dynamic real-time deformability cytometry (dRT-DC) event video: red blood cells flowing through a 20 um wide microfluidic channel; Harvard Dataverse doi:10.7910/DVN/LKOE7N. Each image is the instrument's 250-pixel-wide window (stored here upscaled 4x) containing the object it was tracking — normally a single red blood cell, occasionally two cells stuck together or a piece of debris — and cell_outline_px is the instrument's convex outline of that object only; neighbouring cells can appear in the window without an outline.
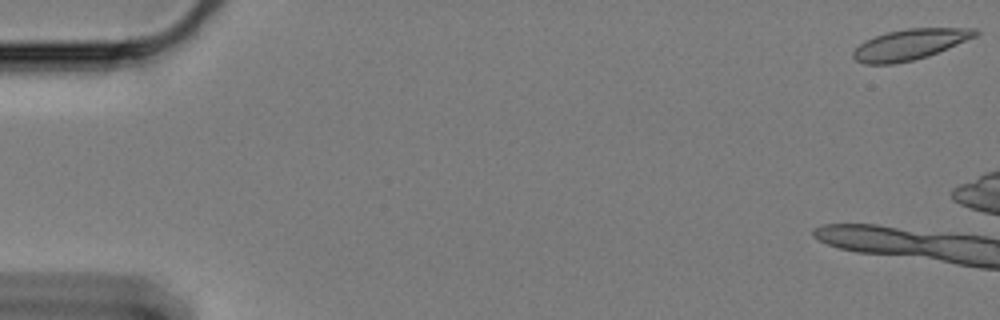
{"species": "Egyptian fruit bat (a non-hibernating species)", "species_latin": "Rousettus aegyptiacus", "temperature_condition": "cold", "stored_images_in_passage": 27, "camera_frame_rate_fps": 3000, "um_per_image_px": 0.085, "animal": {"sex": "female"}, "frame": {"image": 1, "passage_image": 1, "time_ms": 0.0, "image_size_px": [1000, 320], "cell_outline_px": [[980, 32], [976, 36], [948, 48], [928, 56], [912, 60], [892, 64], [864, 64], [856, 60], [852, 56], [852, 52], [864, 40], [888, 32], [904, 28], [976, 28]], "centroid_in_image_um": [77.33, 3.77], "position_along_channel_um": 7.7, "area_um2": 21.73}}